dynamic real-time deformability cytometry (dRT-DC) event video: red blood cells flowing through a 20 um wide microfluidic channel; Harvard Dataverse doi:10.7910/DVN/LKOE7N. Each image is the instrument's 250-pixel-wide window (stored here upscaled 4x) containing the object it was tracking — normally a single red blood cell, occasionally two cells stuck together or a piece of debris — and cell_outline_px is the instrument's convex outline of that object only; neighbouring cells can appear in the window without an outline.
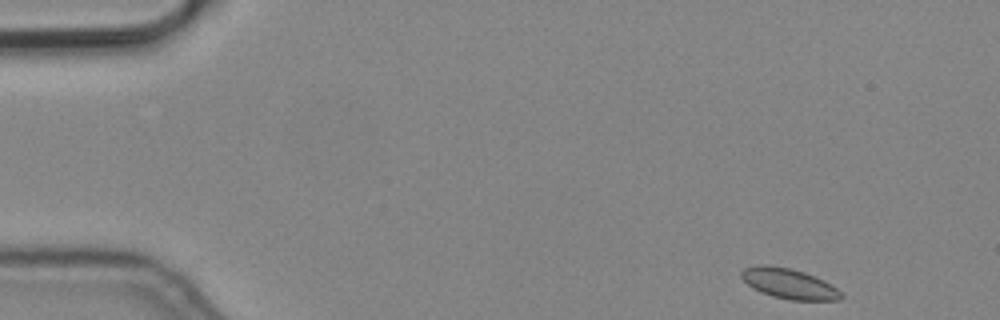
{"species": "common noctule bat (a hibernating species)", "species_latin": "Nyctalus noctula", "temperature_condition": "cold", "stored_images_in_passage": 10, "camera_frame_rate_fps": 3000, "um_per_image_px": 0.085, "animal": {"sex": "male", "body_mass_g": 19.2, "forearm_length_mm": 51.8}, "frame": {"image": 1, "passage_image": 1, "time_ms": 0.0, "image_size_px": [1000, 320], "cell_outline_px": [[844, 296], [840, 300], [788, 300], [772, 296], [760, 292], [752, 288], [740, 276], [740, 272], [744, 268], [756, 264], [764, 264], [788, 268], [804, 272], [824, 280], [836, 288]], "centroid_in_image_um": [67.03, 24.11], "position_along_channel_um": 18.0, "area_um2": 17.63}}
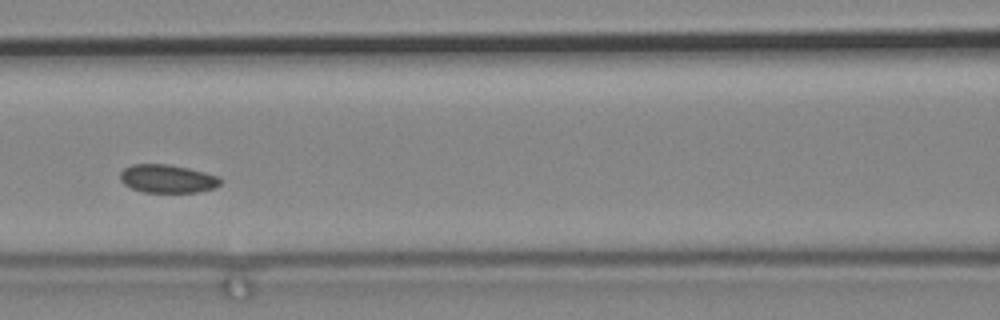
{"frame": {"image": 2, "passage_image": 6, "time_ms": 1.667, "image_size_px": [1000, 320], "cell_outline_px": [[220, 184], [216, 188], [196, 192], [144, 192], [132, 188], [124, 184], [120, 180], [120, 172], [124, 168], [132, 164], [168, 164], [188, 168], [220, 176]], "centroid_in_image_um": [14.23, 15.19], "position_along_channel_um": 152.4, "area_um2": 16.53}}
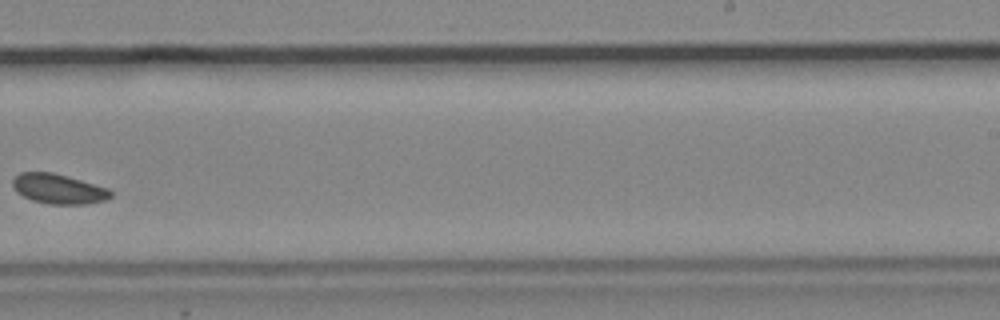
{"frame": {"image": 3, "passage_image": 9, "time_ms": 2.667, "image_size_px": [1000, 320], "cell_outline_px": [[112, 196], [108, 200], [88, 204], [48, 204], [32, 200], [16, 192], [12, 184], [12, 180], [20, 172], [52, 172], [108, 188], [112, 192]], "centroid_in_image_um": [4.98, 16.06], "position_along_channel_um": 284.0, "area_um2": 17.05}}